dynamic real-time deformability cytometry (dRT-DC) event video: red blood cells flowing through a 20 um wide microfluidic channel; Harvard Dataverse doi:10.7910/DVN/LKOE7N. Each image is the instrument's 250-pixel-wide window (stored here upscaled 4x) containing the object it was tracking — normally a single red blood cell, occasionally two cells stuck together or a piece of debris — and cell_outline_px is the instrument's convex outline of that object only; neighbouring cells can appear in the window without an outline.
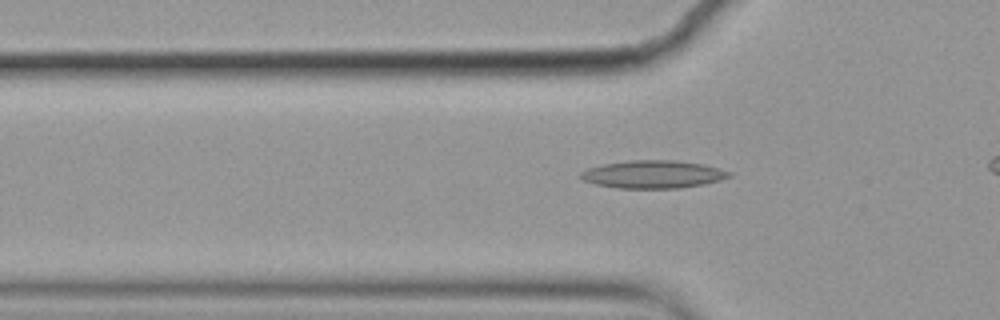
{"species": "common noctule bat (a hibernating species)", "species_latin": "Nyctalus noctula", "temperature_condition": "cold", "stored_images_in_passage": 7, "segment_of_instrument_passage": [2, 2], "camera_frame_rate_fps": 3000, "um_per_image_px": 0.085, "animal": {"sex": "female", "body_mass_g": 19.9}, "frame": {"image": 1, "passage_image": 7, "time_ms": 2.0, "image_size_px": [1000, 320], "cell_outline_px": [[732, 176], [720, 180], [704, 184], [680, 188], [616, 188], [596, 184], [584, 180], [580, 176], [580, 172], [588, 168], [604, 164], [628, 160], [676, 160], [704, 164], [732, 172]], "centroid_in_image_um": [55.54, 14.81], "position_along_channel_um": 70.3, "area_um2": 24.1}}